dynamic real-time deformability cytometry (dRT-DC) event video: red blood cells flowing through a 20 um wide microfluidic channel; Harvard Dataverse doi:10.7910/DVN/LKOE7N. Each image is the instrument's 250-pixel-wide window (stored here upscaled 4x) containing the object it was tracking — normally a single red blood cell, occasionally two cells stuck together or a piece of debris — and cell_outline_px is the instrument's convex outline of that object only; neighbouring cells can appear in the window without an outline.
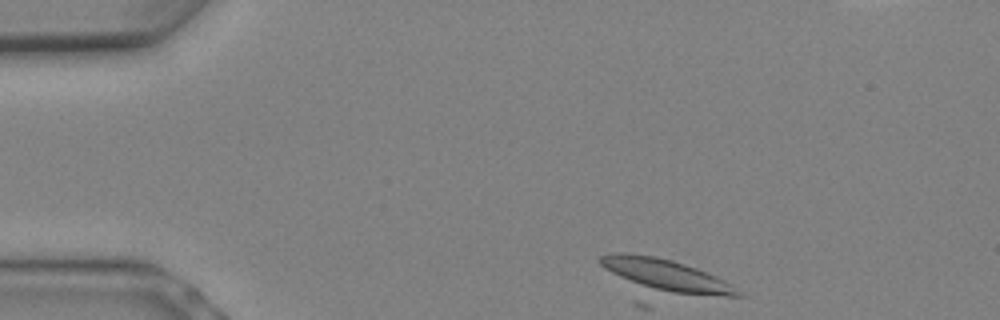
{"species": "Egyptian fruit bat (a non-hibernating species)", "species_latin": "Rousettus aegyptiacus", "temperature_condition": "warm", "stored_images_in_passage": 5, "segment_of_instrument_passage": [1, 2], "camera_frame_rate_fps": 3000, "um_per_image_px": 0.085, "animal": {"sex": "female"}, "frame": {"image": 1, "passage_image": 1, "time_ms": 0.0, "image_size_px": [1000, 320], "cell_outline_px": [[744, 296], [724, 296], [672, 292], [656, 288], [620, 276], [604, 268], [600, 264], [600, 256], [612, 252], [624, 252], [652, 256], [672, 260], [696, 268], [732, 284]], "centroid_in_image_um": [56.64, 23.34], "position_along_channel_um": 28.4, "area_um2": 23.99}}
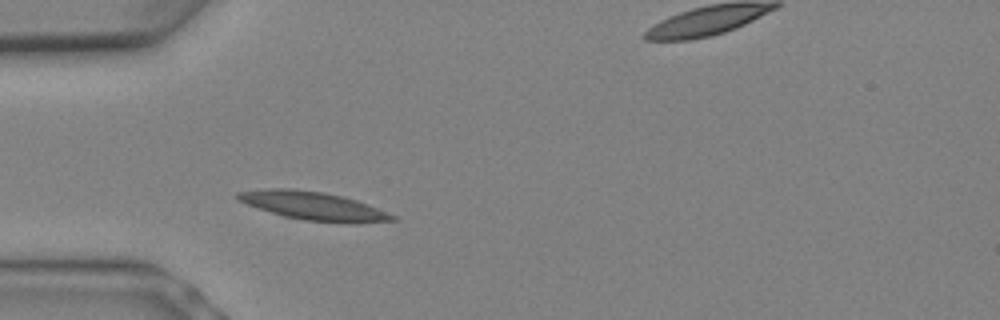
{"frame": {"image": 2, "passage_image": 4, "time_ms": 1.0, "image_size_px": [1000, 320], "cell_outline_px": [[400, 220], [304, 220], [284, 216], [236, 200], [232, 196], [236, 192], [268, 188], [292, 188], [324, 192], [344, 196], [356, 200], [396, 216]], "centroid_in_image_um": [26.45, 17.42], "position_along_channel_um": 58.6, "area_um2": 24.28}}